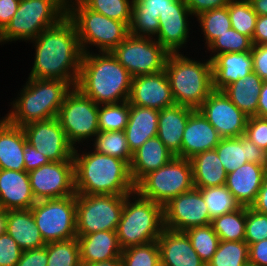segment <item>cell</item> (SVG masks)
Here are the masks:
<instances>
[{"mask_svg":"<svg viewBox=\"0 0 267 266\" xmlns=\"http://www.w3.org/2000/svg\"><path fill=\"white\" fill-rule=\"evenodd\" d=\"M35 202L28 172L0 169V207L7 211L31 209Z\"/></svg>","mask_w":267,"mask_h":266,"instance_id":"cell-22","label":"cell"},{"mask_svg":"<svg viewBox=\"0 0 267 266\" xmlns=\"http://www.w3.org/2000/svg\"><path fill=\"white\" fill-rule=\"evenodd\" d=\"M251 208L259 213L267 215V176L264 178L263 184Z\"/></svg>","mask_w":267,"mask_h":266,"instance_id":"cell-57","label":"cell"},{"mask_svg":"<svg viewBox=\"0 0 267 266\" xmlns=\"http://www.w3.org/2000/svg\"><path fill=\"white\" fill-rule=\"evenodd\" d=\"M6 232L23 250H32L46 245L40 231L36 227L30 209L8 210Z\"/></svg>","mask_w":267,"mask_h":266,"instance_id":"cell-32","label":"cell"},{"mask_svg":"<svg viewBox=\"0 0 267 266\" xmlns=\"http://www.w3.org/2000/svg\"><path fill=\"white\" fill-rule=\"evenodd\" d=\"M196 17L204 33L206 46L232 28L227 6L205 11Z\"/></svg>","mask_w":267,"mask_h":266,"instance_id":"cell-41","label":"cell"},{"mask_svg":"<svg viewBox=\"0 0 267 266\" xmlns=\"http://www.w3.org/2000/svg\"><path fill=\"white\" fill-rule=\"evenodd\" d=\"M126 195L76 194L77 235L116 231Z\"/></svg>","mask_w":267,"mask_h":266,"instance_id":"cell-11","label":"cell"},{"mask_svg":"<svg viewBox=\"0 0 267 266\" xmlns=\"http://www.w3.org/2000/svg\"><path fill=\"white\" fill-rule=\"evenodd\" d=\"M98 109L99 105L84 96L76 87L65 96L57 119L74 148L76 142L80 143L99 133Z\"/></svg>","mask_w":267,"mask_h":266,"instance_id":"cell-12","label":"cell"},{"mask_svg":"<svg viewBox=\"0 0 267 266\" xmlns=\"http://www.w3.org/2000/svg\"><path fill=\"white\" fill-rule=\"evenodd\" d=\"M227 7L232 28L252 40L258 15L250 2L248 0H231Z\"/></svg>","mask_w":267,"mask_h":266,"instance_id":"cell-42","label":"cell"},{"mask_svg":"<svg viewBox=\"0 0 267 266\" xmlns=\"http://www.w3.org/2000/svg\"><path fill=\"white\" fill-rule=\"evenodd\" d=\"M185 233L189 237L196 253L207 265L212 260L220 241L212 225L193 227L186 230Z\"/></svg>","mask_w":267,"mask_h":266,"instance_id":"cell-43","label":"cell"},{"mask_svg":"<svg viewBox=\"0 0 267 266\" xmlns=\"http://www.w3.org/2000/svg\"><path fill=\"white\" fill-rule=\"evenodd\" d=\"M175 157L157 137L148 139L132 155L130 173L135 185L150 172L156 171Z\"/></svg>","mask_w":267,"mask_h":266,"instance_id":"cell-29","label":"cell"},{"mask_svg":"<svg viewBox=\"0 0 267 266\" xmlns=\"http://www.w3.org/2000/svg\"><path fill=\"white\" fill-rule=\"evenodd\" d=\"M74 148L75 192L83 195H129L135 191L130 165L117 157Z\"/></svg>","mask_w":267,"mask_h":266,"instance_id":"cell-2","label":"cell"},{"mask_svg":"<svg viewBox=\"0 0 267 266\" xmlns=\"http://www.w3.org/2000/svg\"><path fill=\"white\" fill-rule=\"evenodd\" d=\"M188 6L192 15L198 16L199 14L222 8L228 5L231 0H183Z\"/></svg>","mask_w":267,"mask_h":266,"instance_id":"cell-52","label":"cell"},{"mask_svg":"<svg viewBox=\"0 0 267 266\" xmlns=\"http://www.w3.org/2000/svg\"><path fill=\"white\" fill-rule=\"evenodd\" d=\"M197 189H199L202 194L204 202L209 210L211 220L242 207L225 185Z\"/></svg>","mask_w":267,"mask_h":266,"instance_id":"cell-36","label":"cell"},{"mask_svg":"<svg viewBox=\"0 0 267 266\" xmlns=\"http://www.w3.org/2000/svg\"><path fill=\"white\" fill-rule=\"evenodd\" d=\"M133 1L129 34L145 38H156L160 26L159 15L171 8V4L176 0Z\"/></svg>","mask_w":267,"mask_h":266,"instance_id":"cell-28","label":"cell"},{"mask_svg":"<svg viewBox=\"0 0 267 266\" xmlns=\"http://www.w3.org/2000/svg\"><path fill=\"white\" fill-rule=\"evenodd\" d=\"M244 136L259 148L267 150V118L249 117Z\"/></svg>","mask_w":267,"mask_h":266,"instance_id":"cell-48","label":"cell"},{"mask_svg":"<svg viewBox=\"0 0 267 266\" xmlns=\"http://www.w3.org/2000/svg\"><path fill=\"white\" fill-rule=\"evenodd\" d=\"M253 71L267 81V45H253L251 50Z\"/></svg>","mask_w":267,"mask_h":266,"instance_id":"cell-51","label":"cell"},{"mask_svg":"<svg viewBox=\"0 0 267 266\" xmlns=\"http://www.w3.org/2000/svg\"><path fill=\"white\" fill-rule=\"evenodd\" d=\"M215 150L227 174L248 162L264 163L265 151L244 135L222 138Z\"/></svg>","mask_w":267,"mask_h":266,"instance_id":"cell-25","label":"cell"},{"mask_svg":"<svg viewBox=\"0 0 267 266\" xmlns=\"http://www.w3.org/2000/svg\"><path fill=\"white\" fill-rule=\"evenodd\" d=\"M221 139L216 129L198 109H195L191 112L184 129L181 158L191 159L199 153L213 150Z\"/></svg>","mask_w":267,"mask_h":266,"instance_id":"cell-20","label":"cell"},{"mask_svg":"<svg viewBox=\"0 0 267 266\" xmlns=\"http://www.w3.org/2000/svg\"><path fill=\"white\" fill-rule=\"evenodd\" d=\"M23 250L7 233L0 235V266H16Z\"/></svg>","mask_w":267,"mask_h":266,"instance_id":"cell-49","label":"cell"},{"mask_svg":"<svg viewBox=\"0 0 267 266\" xmlns=\"http://www.w3.org/2000/svg\"><path fill=\"white\" fill-rule=\"evenodd\" d=\"M67 16L62 0H20L17 12L0 33V43L34 40Z\"/></svg>","mask_w":267,"mask_h":266,"instance_id":"cell-8","label":"cell"},{"mask_svg":"<svg viewBox=\"0 0 267 266\" xmlns=\"http://www.w3.org/2000/svg\"><path fill=\"white\" fill-rule=\"evenodd\" d=\"M189 160L192 165L194 188L225 185L227 173L215 149L199 153Z\"/></svg>","mask_w":267,"mask_h":266,"instance_id":"cell-33","label":"cell"},{"mask_svg":"<svg viewBox=\"0 0 267 266\" xmlns=\"http://www.w3.org/2000/svg\"><path fill=\"white\" fill-rule=\"evenodd\" d=\"M82 266H122L121 258L111 259L108 261L103 262H96L89 265H82Z\"/></svg>","mask_w":267,"mask_h":266,"instance_id":"cell-60","label":"cell"},{"mask_svg":"<svg viewBox=\"0 0 267 266\" xmlns=\"http://www.w3.org/2000/svg\"><path fill=\"white\" fill-rule=\"evenodd\" d=\"M128 101L130 105L157 110L175 105L166 71L133 77Z\"/></svg>","mask_w":267,"mask_h":266,"instance_id":"cell-18","label":"cell"},{"mask_svg":"<svg viewBox=\"0 0 267 266\" xmlns=\"http://www.w3.org/2000/svg\"><path fill=\"white\" fill-rule=\"evenodd\" d=\"M30 210L46 244L77 237L76 194L36 201Z\"/></svg>","mask_w":267,"mask_h":266,"instance_id":"cell-10","label":"cell"},{"mask_svg":"<svg viewBox=\"0 0 267 266\" xmlns=\"http://www.w3.org/2000/svg\"><path fill=\"white\" fill-rule=\"evenodd\" d=\"M111 53L132 77L165 69L169 53L154 38L129 34Z\"/></svg>","mask_w":267,"mask_h":266,"instance_id":"cell-13","label":"cell"},{"mask_svg":"<svg viewBox=\"0 0 267 266\" xmlns=\"http://www.w3.org/2000/svg\"><path fill=\"white\" fill-rule=\"evenodd\" d=\"M192 16L183 0H176L163 14L159 15V31L155 38L170 53H180L189 37V20ZM188 20V21H187Z\"/></svg>","mask_w":267,"mask_h":266,"instance_id":"cell-19","label":"cell"},{"mask_svg":"<svg viewBox=\"0 0 267 266\" xmlns=\"http://www.w3.org/2000/svg\"><path fill=\"white\" fill-rule=\"evenodd\" d=\"M265 177L263 165L248 162L227 174L225 186L241 206L251 207Z\"/></svg>","mask_w":267,"mask_h":266,"instance_id":"cell-24","label":"cell"},{"mask_svg":"<svg viewBox=\"0 0 267 266\" xmlns=\"http://www.w3.org/2000/svg\"><path fill=\"white\" fill-rule=\"evenodd\" d=\"M20 0H0V33L6 28L17 12Z\"/></svg>","mask_w":267,"mask_h":266,"instance_id":"cell-55","label":"cell"},{"mask_svg":"<svg viewBox=\"0 0 267 266\" xmlns=\"http://www.w3.org/2000/svg\"><path fill=\"white\" fill-rule=\"evenodd\" d=\"M7 210L0 207V235L6 232Z\"/></svg>","mask_w":267,"mask_h":266,"instance_id":"cell-61","label":"cell"},{"mask_svg":"<svg viewBox=\"0 0 267 266\" xmlns=\"http://www.w3.org/2000/svg\"><path fill=\"white\" fill-rule=\"evenodd\" d=\"M263 80L254 71L228 85L223 92L246 116H257L258 99Z\"/></svg>","mask_w":267,"mask_h":266,"instance_id":"cell-34","label":"cell"},{"mask_svg":"<svg viewBox=\"0 0 267 266\" xmlns=\"http://www.w3.org/2000/svg\"><path fill=\"white\" fill-rule=\"evenodd\" d=\"M47 266H82L78 239L47 243Z\"/></svg>","mask_w":267,"mask_h":266,"instance_id":"cell-40","label":"cell"},{"mask_svg":"<svg viewBox=\"0 0 267 266\" xmlns=\"http://www.w3.org/2000/svg\"><path fill=\"white\" fill-rule=\"evenodd\" d=\"M73 1V2H72ZM82 0H62L64 6L67 8L70 5H72V3H76V2H81Z\"/></svg>","mask_w":267,"mask_h":266,"instance_id":"cell-62","label":"cell"},{"mask_svg":"<svg viewBox=\"0 0 267 266\" xmlns=\"http://www.w3.org/2000/svg\"><path fill=\"white\" fill-rule=\"evenodd\" d=\"M211 64L213 89L218 91L253 72L251 51L219 54Z\"/></svg>","mask_w":267,"mask_h":266,"instance_id":"cell-23","label":"cell"},{"mask_svg":"<svg viewBox=\"0 0 267 266\" xmlns=\"http://www.w3.org/2000/svg\"><path fill=\"white\" fill-rule=\"evenodd\" d=\"M122 266H161L157 241L122 250Z\"/></svg>","mask_w":267,"mask_h":266,"instance_id":"cell-46","label":"cell"},{"mask_svg":"<svg viewBox=\"0 0 267 266\" xmlns=\"http://www.w3.org/2000/svg\"><path fill=\"white\" fill-rule=\"evenodd\" d=\"M159 110L130 105V115L125 134L133 154L148 139L157 136Z\"/></svg>","mask_w":267,"mask_h":266,"instance_id":"cell-31","label":"cell"},{"mask_svg":"<svg viewBox=\"0 0 267 266\" xmlns=\"http://www.w3.org/2000/svg\"><path fill=\"white\" fill-rule=\"evenodd\" d=\"M252 43L253 45H267V15L258 16Z\"/></svg>","mask_w":267,"mask_h":266,"instance_id":"cell-56","label":"cell"},{"mask_svg":"<svg viewBox=\"0 0 267 266\" xmlns=\"http://www.w3.org/2000/svg\"><path fill=\"white\" fill-rule=\"evenodd\" d=\"M249 264L267 266V239L249 245Z\"/></svg>","mask_w":267,"mask_h":266,"instance_id":"cell-54","label":"cell"},{"mask_svg":"<svg viewBox=\"0 0 267 266\" xmlns=\"http://www.w3.org/2000/svg\"><path fill=\"white\" fill-rule=\"evenodd\" d=\"M161 266H207L185 232L164 228L157 239Z\"/></svg>","mask_w":267,"mask_h":266,"instance_id":"cell-21","label":"cell"},{"mask_svg":"<svg viewBox=\"0 0 267 266\" xmlns=\"http://www.w3.org/2000/svg\"><path fill=\"white\" fill-rule=\"evenodd\" d=\"M129 115L130 102L128 100L119 103L100 104L98 109L99 132L124 131L129 121Z\"/></svg>","mask_w":267,"mask_h":266,"instance_id":"cell-39","label":"cell"},{"mask_svg":"<svg viewBox=\"0 0 267 266\" xmlns=\"http://www.w3.org/2000/svg\"><path fill=\"white\" fill-rule=\"evenodd\" d=\"M130 197L135 201L131 202ZM163 229L162 205L140 196L136 191L125 196L124 207L116 229L118 243L122 250L157 241Z\"/></svg>","mask_w":267,"mask_h":266,"instance_id":"cell-6","label":"cell"},{"mask_svg":"<svg viewBox=\"0 0 267 266\" xmlns=\"http://www.w3.org/2000/svg\"><path fill=\"white\" fill-rule=\"evenodd\" d=\"M23 156H24L26 172L35 170L41 167L42 165H46L50 162V160L47 157L38 152L33 146H31L28 143H26Z\"/></svg>","mask_w":267,"mask_h":266,"instance_id":"cell-53","label":"cell"},{"mask_svg":"<svg viewBox=\"0 0 267 266\" xmlns=\"http://www.w3.org/2000/svg\"><path fill=\"white\" fill-rule=\"evenodd\" d=\"M213 230L222 241H244L246 206L216 217L211 221Z\"/></svg>","mask_w":267,"mask_h":266,"instance_id":"cell-35","label":"cell"},{"mask_svg":"<svg viewBox=\"0 0 267 266\" xmlns=\"http://www.w3.org/2000/svg\"><path fill=\"white\" fill-rule=\"evenodd\" d=\"M267 239V215L246 207V227L244 241L251 245Z\"/></svg>","mask_w":267,"mask_h":266,"instance_id":"cell-47","label":"cell"},{"mask_svg":"<svg viewBox=\"0 0 267 266\" xmlns=\"http://www.w3.org/2000/svg\"><path fill=\"white\" fill-rule=\"evenodd\" d=\"M81 2L96 13L130 26L133 0H82Z\"/></svg>","mask_w":267,"mask_h":266,"instance_id":"cell-44","label":"cell"},{"mask_svg":"<svg viewBox=\"0 0 267 266\" xmlns=\"http://www.w3.org/2000/svg\"><path fill=\"white\" fill-rule=\"evenodd\" d=\"M47 244L43 247L25 250L16 266H47Z\"/></svg>","mask_w":267,"mask_h":266,"instance_id":"cell-50","label":"cell"},{"mask_svg":"<svg viewBox=\"0 0 267 266\" xmlns=\"http://www.w3.org/2000/svg\"><path fill=\"white\" fill-rule=\"evenodd\" d=\"M258 16L267 15V0H248Z\"/></svg>","mask_w":267,"mask_h":266,"instance_id":"cell-59","label":"cell"},{"mask_svg":"<svg viewBox=\"0 0 267 266\" xmlns=\"http://www.w3.org/2000/svg\"><path fill=\"white\" fill-rule=\"evenodd\" d=\"M249 245L245 241H219L207 266H248Z\"/></svg>","mask_w":267,"mask_h":266,"instance_id":"cell-37","label":"cell"},{"mask_svg":"<svg viewBox=\"0 0 267 266\" xmlns=\"http://www.w3.org/2000/svg\"><path fill=\"white\" fill-rule=\"evenodd\" d=\"M132 76L111 52L83 53L76 88L96 104L129 100Z\"/></svg>","mask_w":267,"mask_h":266,"instance_id":"cell-3","label":"cell"},{"mask_svg":"<svg viewBox=\"0 0 267 266\" xmlns=\"http://www.w3.org/2000/svg\"><path fill=\"white\" fill-rule=\"evenodd\" d=\"M82 265L121 258L116 231H98L77 235Z\"/></svg>","mask_w":267,"mask_h":266,"instance_id":"cell-27","label":"cell"},{"mask_svg":"<svg viewBox=\"0 0 267 266\" xmlns=\"http://www.w3.org/2000/svg\"><path fill=\"white\" fill-rule=\"evenodd\" d=\"M94 141V151L120 158L131 164L133 154L129 149L125 131L99 132Z\"/></svg>","mask_w":267,"mask_h":266,"instance_id":"cell-38","label":"cell"},{"mask_svg":"<svg viewBox=\"0 0 267 266\" xmlns=\"http://www.w3.org/2000/svg\"><path fill=\"white\" fill-rule=\"evenodd\" d=\"M177 105L198 109L214 91L212 64L199 62L180 53H170L165 69Z\"/></svg>","mask_w":267,"mask_h":266,"instance_id":"cell-5","label":"cell"},{"mask_svg":"<svg viewBox=\"0 0 267 266\" xmlns=\"http://www.w3.org/2000/svg\"><path fill=\"white\" fill-rule=\"evenodd\" d=\"M193 188L191 162L181 157H173L164 166L145 175L135 185L136 193L162 206Z\"/></svg>","mask_w":267,"mask_h":266,"instance_id":"cell-9","label":"cell"},{"mask_svg":"<svg viewBox=\"0 0 267 266\" xmlns=\"http://www.w3.org/2000/svg\"><path fill=\"white\" fill-rule=\"evenodd\" d=\"M67 17L75 26L83 53L90 51L87 45L99 47V52H111L129 35L126 23L96 13L82 2L67 7Z\"/></svg>","mask_w":267,"mask_h":266,"instance_id":"cell-7","label":"cell"},{"mask_svg":"<svg viewBox=\"0 0 267 266\" xmlns=\"http://www.w3.org/2000/svg\"><path fill=\"white\" fill-rule=\"evenodd\" d=\"M257 116L267 118V81H264L258 99Z\"/></svg>","mask_w":267,"mask_h":266,"instance_id":"cell-58","label":"cell"},{"mask_svg":"<svg viewBox=\"0 0 267 266\" xmlns=\"http://www.w3.org/2000/svg\"><path fill=\"white\" fill-rule=\"evenodd\" d=\"M27 138L22 127L7 119L0 125V169L25 171Z\"/></svg>","mask_w":267,"mask_h":266,"instance_id":"cell-30","label":"cell"},{"mask_svg":"<svg viewBox=\"0 0 267 266\" xmlns=\"http://www.w3.org/2000/svg\"><path fill=\"white\" fill-rule=\"evenodd\" d=\"M198 110L222 138L244 135L249 117L223 91L214 90Z\"/></svg>","mask_w":267,"mask_h":266,"instance_id":"cell-17","label":"cell"},{"mask_svg":"<svg viewBox=\"0 0 267 266\" xmlns=\"http://www.w3.org/2000/svg\"><path fill=\"white\" fill-rule=\"evenodd\" d=\"M263 168L265 171V175L267 176V150H265Z\"/></svg>","mask_w":267,"mask_h":266,"instance_id":"cell-63","label":"cell"},{"mask_svg":"<svg viewBox=\"0 0 267 266\" xmlns=\"http://www.w3.org/2000/svg\"><path fill=\"white\" fill-rule=\"evenodd\" d=\"M19 96L13 101L6 119L17 126L57 117L65 96L72 90L69 82L60 79L28 78Z\"/></svg>","mask_w":267,"mask_h":266,"instance_id":"cell-4","label":"cell"},{"mask_svg":"<svg viewBox=\"0 0 267 266\" xmlns=\"http://www.w3.org/2000/svg\"><path fill=\"white\" fill-rule=\"evenodd\" d=\"M164 228L185 232L211 224L209 210L199 189L193 188L171 199L163 206Z\"/></svg>","mask_w":267,"mask_h":266,"instance_id":"cell-15","label":"cell"},{"mask_svg":"<svg viewBox=\"0 0 267 266\" xmlns=\"http://www.w3.org/2000/svg\"><path fill=\"white\" fill-rule=\"evenodd\" d=\"M27 143L50 162L74 161V147L67 140L57 117L24 125Z\"/></svg>","mask_w":267,"mask_h":266,"instance_id":"cell-16","label":"cell"},{"mask_svg":"<svg viewBox=\"0 0 267 266\" xmlns=\"http://www.w3.org/2000/svg\"><path fill=\"white\" fill-rule=\"evenodd\" d=\"M28 175L36 201L76 194L74 161L49 162Z\"/></svg>","mask_w":267,"mask_h":266,"instance_id":"cell-14","label":"cell"},{"mask_svg":"<svg viewBox=\"0 0 267 266\" xmlns=\"http://www.w3.org/2000/svg\"><path fill=\"white\" fill-rule=\"evenodd\" d=\"M31 41L36 48L29 78L60 79L75 87L83 51L73 22L66 16Z\"/></svg>","mask_w":267,"mask_h":266,"instance_id":"cell-1","label":"cell"},{"mask_svg":"<svg viewBox=\"0 0 267 266\" xmlns=\"http://www.w3.org/2000/svg\"><path fill=\"white\" fill-rule=\"evenodd\" d=\"M6 120V116L3 119H0V125Z\"/></svg>","mask_w":267,"mask_h":266,"instance_id":"cell-64","label":"cell"},{"mask_svg":"<svg viewBox=\"0 0 267 266\" xmlns=\"http://www.w3.org/2000/svg\"><path fill=\"white\" fill-rule=\"evenodd\" d=\"M193 110L177 104L159 110L157 137L175 157H181L184 129Z\"/></svg>","mask_w":267,"mask_h":266,"instance_id":"cell-26","label":"cell"},{"mask_svg":"<svg viewBox=\"0 0 267 266\" xmlns=\"http://www.w3.org/2000/svg\"><path fill=\"white\" fill-rule=\"evenodd\" d=\"M214 56H210L212 60L216 55L232 52L251 51L253 47L252 40L238 31L230 28L224 34L214 39L208 46Z\"/></svg>","mask_w":267,"mask_h":266,"instance_id":"cell-45","label":"cell"}]
</instances>
